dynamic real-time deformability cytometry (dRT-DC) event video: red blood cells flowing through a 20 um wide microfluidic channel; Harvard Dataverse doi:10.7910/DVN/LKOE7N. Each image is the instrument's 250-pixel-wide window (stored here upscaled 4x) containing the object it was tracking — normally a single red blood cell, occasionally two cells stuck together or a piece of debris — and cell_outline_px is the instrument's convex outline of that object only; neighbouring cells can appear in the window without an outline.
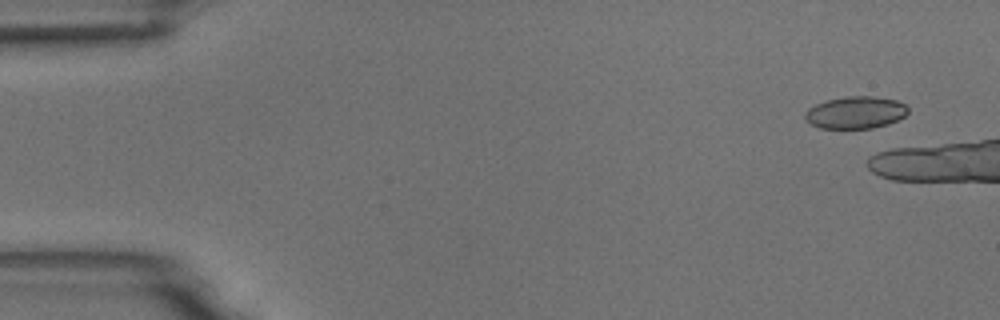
{"species": "common noctule bat (a hibernating species)", "species_latin": "Nyctalus noctula", "temperature_condition": "room temperature", "stored_images_in_passage": 4, "camera_frame_rate_fps": 3000, "um_per_image_px": 0.085, "animal": {"sex": "male", "body_mass_g": 18.8}, "frame": {"image": 1, "passage_image": 1, "time_ms": 0.0, "image_size_px": [1000, 320], "cell_outline_px": [[908, 112], [904, 116], [888, 124], [872, 128], [820, 128], [804, 120], [804, 112], [808, 108], [816, 104], [828, 100], [844, 96], [872, 96], [896, 100], [904, 104], [908, 108]], "centroid_in_image_um": [72.69, 9.56], "position_along_channel_um": 12.3, "area_um2": 19.31}}